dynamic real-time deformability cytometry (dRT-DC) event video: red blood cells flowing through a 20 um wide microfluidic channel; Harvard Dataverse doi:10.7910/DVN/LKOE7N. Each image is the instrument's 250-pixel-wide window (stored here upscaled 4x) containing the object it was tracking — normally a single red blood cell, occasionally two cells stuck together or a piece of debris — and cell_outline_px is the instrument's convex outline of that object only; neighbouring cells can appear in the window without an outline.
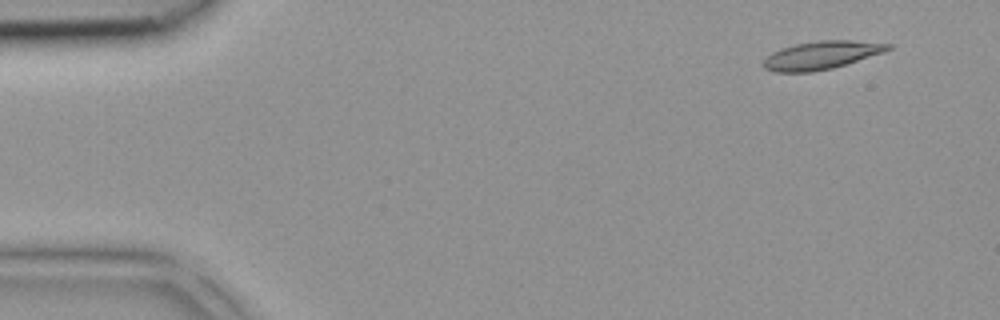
{"species": "common noctule bat (a hibernating species)", "species_latin": "Nyctalus noctula", "temperature_condition": "room temperature", "stored_images_in_passage": 42, "camera_frame_rate_fps": 3000, "um_per_image_px": 0.085, "animal": {"sex": "female", "body_mass_g": 18.4}, "frame": {"image": 1, "passage_image": 3, "time_ms": 0.667, "image_size_px": [1000, 320], "cell_outline_px": [[892, 48], [884, 52], [832, 68], [812, 72], [772, 72], [764, 68], [764, 60], [772, 52], [780, 48], [796, 44], [820, 40], [852, 40], [892, 44]], "centroid_in_image_um": [69.81, 4.69], "position_along_channel_um": 15.2, "area_um2": 20.29}}
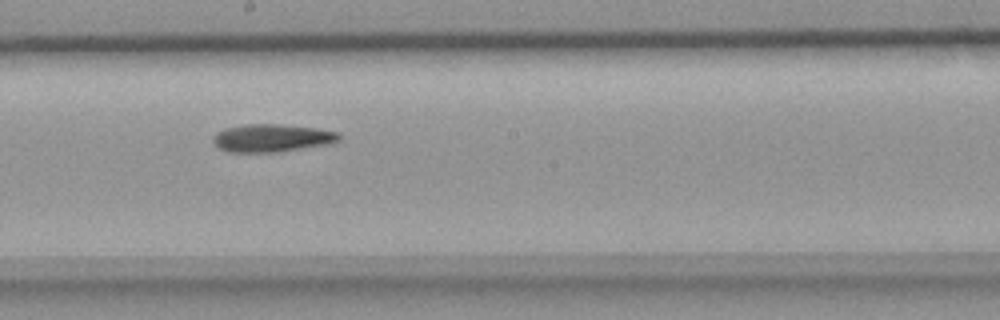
{"frame": {"image": 2, "passage_image": 23, "time_ms": 7.333, "image_size_px": [1000, 320], "cell_outline_px": [[340, 140], [332, 144], [276, 152], [228, 152], [216, 148], [212, 140], [216, 132], [224, 128], [248, 124], [276, 124], [316, 128], [336, 132], [340, 136]], "centroid_in_image_um": [23.08, 11.74], "position_along_channel_um": 225.1, "area_um2": 20.52}}
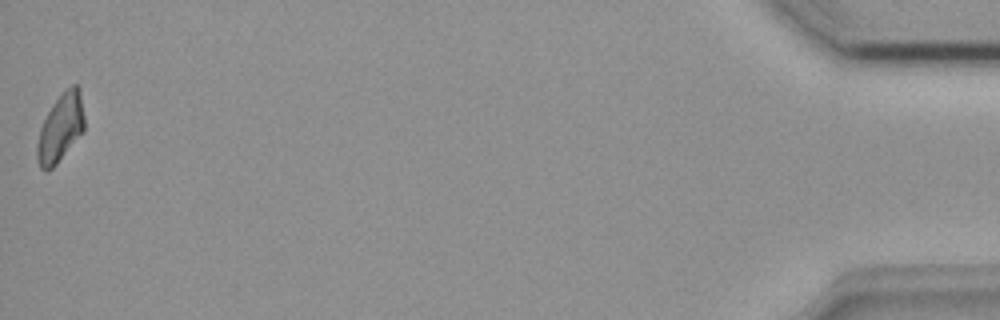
{"frame": {"image": 3, "passage_image": 42, "time_ms": 13.667, "image_size_px": [1000, 320], "cell_outline_px": [[84, 132], [56, 164], [52, 168], [44, 172], [40, 168], [36, 156], [36, 148], [40, 128], [52, 104], [72, 84], [76, 84], [80, 88], [84, 116]], "centroid_in_image_um": [5.15, 10.89], "position_along_channel_um": 430.1, "area_um2": 18.67}}